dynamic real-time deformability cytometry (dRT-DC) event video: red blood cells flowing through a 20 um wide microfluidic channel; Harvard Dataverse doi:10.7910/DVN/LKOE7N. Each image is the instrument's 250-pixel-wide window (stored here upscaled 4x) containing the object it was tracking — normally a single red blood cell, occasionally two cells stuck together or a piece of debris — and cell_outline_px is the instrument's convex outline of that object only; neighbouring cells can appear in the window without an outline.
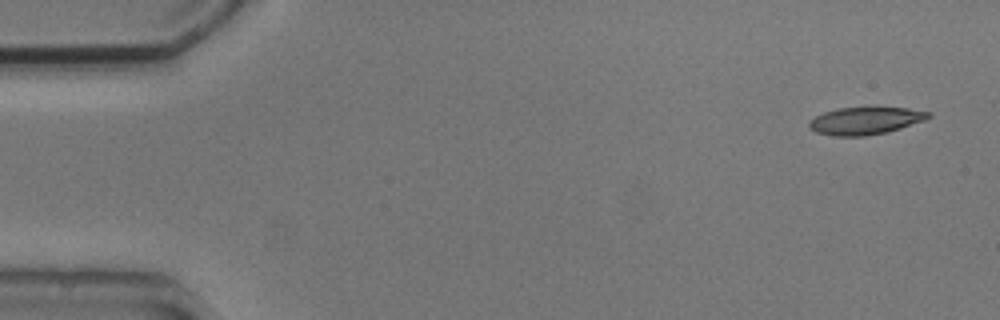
{"species": "common noctule bat (a hibernating species)", "species_latin": "Nyctalus noctula", "temperature_condition": "cold", "stored_images_in_passage": 6, "camera_frame_rate_fps": 3000, "um_per_image_px": 0.085, "animal": {"sex": "male", "body_mass_g": 20.5, "forearm_length_mm": 52.5}, "frame": {"image": 1, "passage_image": 1, "time_ms": 0.0, "image_size_px": [1000, 320], "cell_outline_px": [[932, 116], [924, 120], [888, 132], [864, 136], [832, 136], [816, 132], [808, 128], [808, 120], [824, 112], [836, 108], [872, 104], [908, 108], [932, 112]], "centroid_in_image_um": [73.55, 10.21], "position_along_channel_um": 11.4, "area_um2": 20.11}}
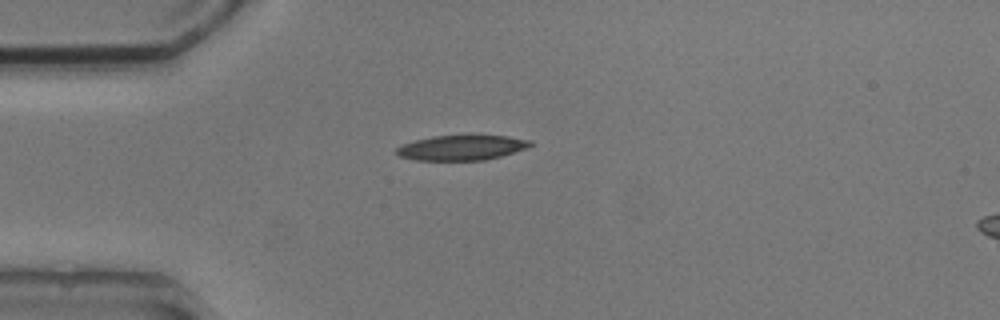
{"frame": {"image": 2, "passage_image": 4, "time_ms": 3.667, "image_size_px": [1000, 320], "cell_outline_px": [[532, 144], [524, 148], [500, 156], [484, 160], [416, 160], [400, 156], [396, 152], [396, 148], [404, 144], [416, 140], [432, 136], [468, 132], [508, 136], [532, 140]], "centroid_in_image_um": [39.26, 12.49], "position_along_channel_um": 45.7, "area_um2": 20.17}}